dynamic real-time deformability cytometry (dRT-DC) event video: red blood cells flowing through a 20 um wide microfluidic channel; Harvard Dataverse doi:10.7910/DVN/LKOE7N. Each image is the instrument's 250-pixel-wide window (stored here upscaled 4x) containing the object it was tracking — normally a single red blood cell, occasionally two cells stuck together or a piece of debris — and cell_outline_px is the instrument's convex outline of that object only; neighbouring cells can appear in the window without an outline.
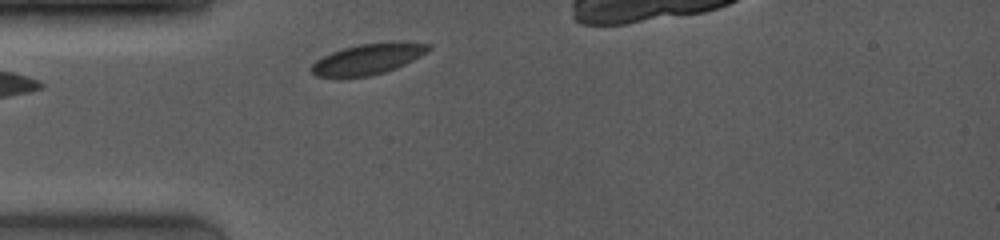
{"species": "common noctule bat (a hibernating species)", "species_latin": "Nyctalus noctula", "temperature_condition": "room temperature", "stored_images_in_passage": 31, "camera_frame_rate_fps": 4000, "um_per_image_px": 0.085, "animal": {"sex": "female", "body_mass_g": 19.0, "forearm_length_mm": 53.3}, "frame": {"image": 1, "passage_image": 1, "time_ms": 0.0, "image_size_px": [1000, 240], "cell_outline_px": [[432, 48], [428, 52], [396, 68], [372, 76], [316, 76], [308, 68], [316, 60], [332, 52], [344, 48], [360, 44], [392, 40], [432, 44]], "centroid_in_image_um": [31.33, 4.98], "position_along_channel_um": 53.7, "area_um2": 21.04}}
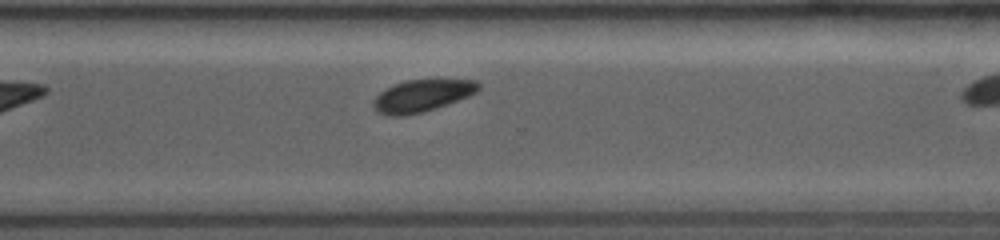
{"frame": {"image": 2, "passage_image": 23, "time_ms": 5.0, "image_size_px": [1000, 240], "cell_outline_px": [[480, 88], [476, 92], [468, 96], [436, 108], [404, 116], [388, 116], [376, 112], [372, 104], [372, 100], [380, 92], [392, 84], [404, 80], [476, 80], [480, 84]], "centroid_in_image_um": [35.81, 8.14], "position_along_channel_um": 334.8, "area_um2": 19.65}}